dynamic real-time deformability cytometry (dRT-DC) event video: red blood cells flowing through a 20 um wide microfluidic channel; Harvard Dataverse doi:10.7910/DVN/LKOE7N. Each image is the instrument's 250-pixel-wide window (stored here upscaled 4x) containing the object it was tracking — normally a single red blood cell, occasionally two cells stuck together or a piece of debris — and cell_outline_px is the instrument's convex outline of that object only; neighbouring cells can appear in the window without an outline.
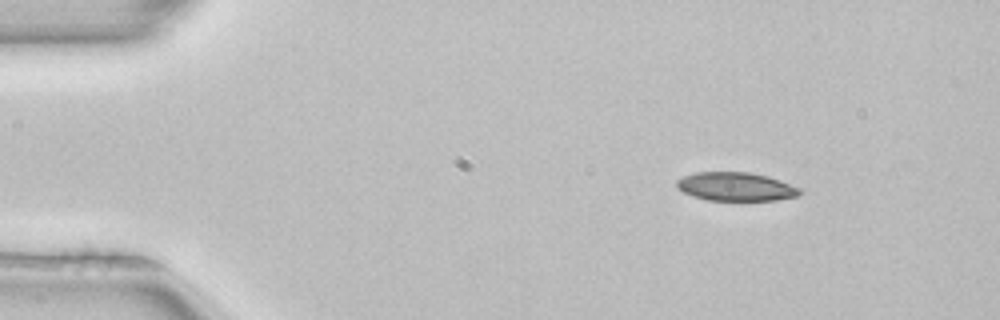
{"species": "common noctule bat (a hibernating species)", "species_latin": "Nyctalus noctula", "temperature_condition": "room temperature", "stored_images_in_passage": 4, "segment_of_instrument_passage": [1, 2], "camera_frame_rate_fps": 3000, "um_per_image_px": 0.085, "animal": {"sex": "female", "body_mass_g": 22.7, "forearm_length_mm": 54.2}, "frame": {"image": 1, "passage_image": 1, "time_ms": 0.0, "image_size_px": [1000, 320], "cell_outline_px": [[800, 192], [796, 196], [776, 200], [708, 200], [692, 196], [684, 192], [676, 184], [676, 180], [684, 176], [696, 172], [748, 172], [768, 176], [780, 180], [800, 188]], "centroid_in_image_um": [62.53, 15.86], "position_along_channel_um": 22.5, "area_um2": 20.29}}
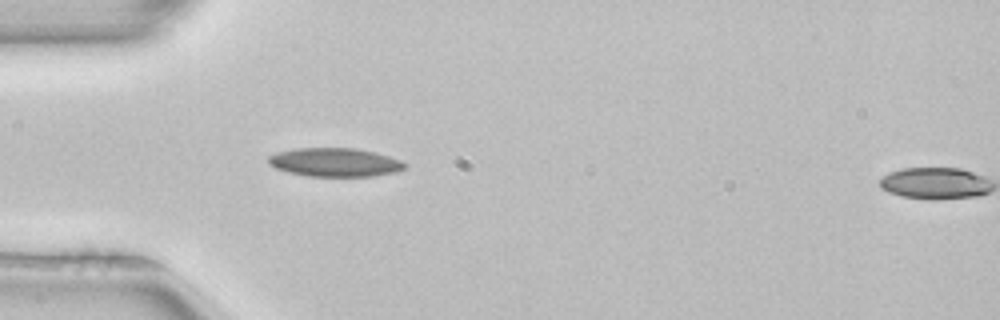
{"frame": {"image": 2, "passage_image": 3, "time_ms": 0.667, "image_size_px": [1000, 320], "cell_outline_px": [[404, 168], [396, 172], [372, 176], [308, 176], [288, 172], [276, 168], [268, 164], [268, 156], [276, 152], [292, 148], [356, 148], [388, 156], [400, 160], [404, 164]], "centroid_in_image_um": [28.4, 13.79], "position_along_channel_um": 56.6, "area_um2": 22.66}}